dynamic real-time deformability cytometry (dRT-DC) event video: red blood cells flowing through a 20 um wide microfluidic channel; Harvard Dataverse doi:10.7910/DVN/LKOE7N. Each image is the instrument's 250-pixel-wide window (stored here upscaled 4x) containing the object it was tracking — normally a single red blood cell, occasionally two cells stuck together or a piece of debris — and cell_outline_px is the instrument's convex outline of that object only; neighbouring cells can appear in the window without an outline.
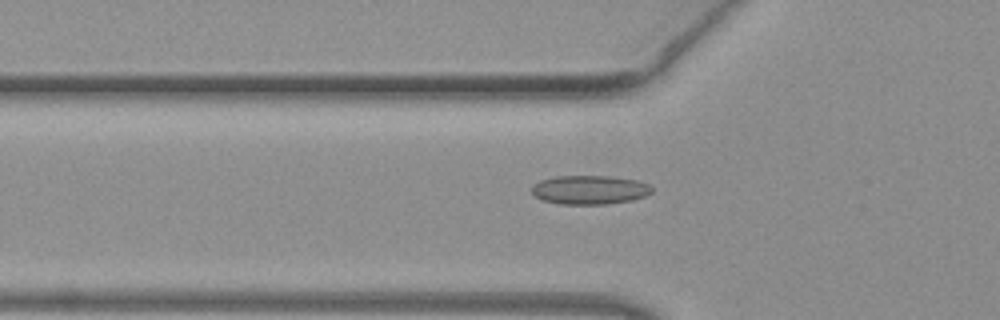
{"species": "common noctule bat (a hibernating species)", "species_latin": "Nyctalus noctula", "temperature_condition": "warm", "stored_images_in_passage": 48, "camera_frame_rate_fps": 3000, "um_per_image_px": 0.085, "animal": {"sex": "female", "body_mass_g": 19.3, "forearm_length_mm": 54.1}, "frame": {"image": 1, "passage_image": 18, "time_ms": 5.667, "image_size_px": [1000, 320], "cell_outline_px": [[652, 192], [644, 196], [632, 200], [608, 204], [560, 204], [544, 200], [532, 196], [532, 184], [540, 180], [556, 176], [612, 176], [636, 180], [648, 184], [652, 188]], "centroid_in_image_um": [50.09, 16.13], "position_along_channel_um": 75.7, "area_um2": 20.35}}
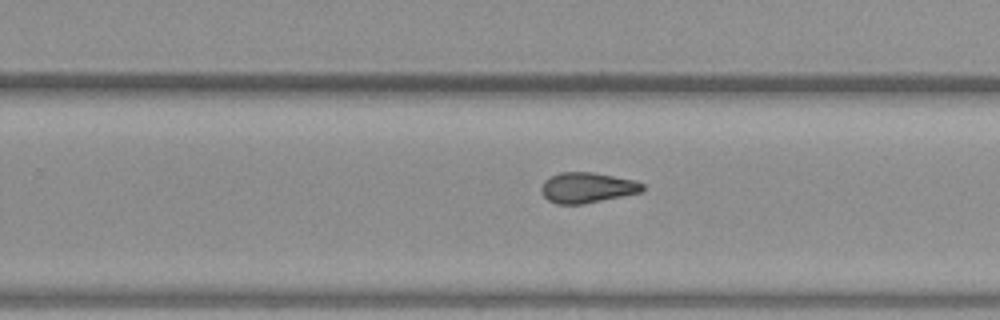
{"frame": {"image": 2, "passage_image": 33, "time_ms": 10.667, "image_size_px": [1000, 320], "cell_outline_px": [[644, 192], [584, 204], [556, 204], [548, 200], [544, 196], [540, 188], [544, 180], [560, 172], [592, 172], [632, 180], [644, 184]], "centroid_in_image_um": [49.91, 15.96], "position_along_channel_um": 279.9, "area_um2": 17.98}}
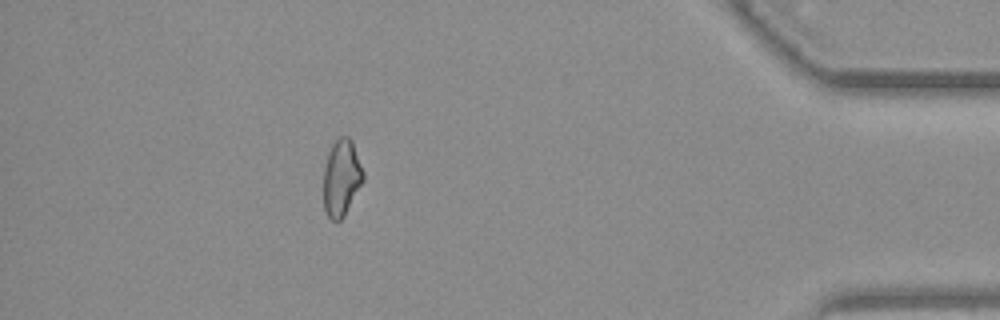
{"frame": {"image": 3, "passage_image": 46, "time_ms": 15.0, "image_size_px": [1000, 320], "cell_outline_px": [[364, 180], [344, 216], [340, 220], [332, 220], [328, 216], [324, 208], [324, 168], [328, 152], [332, 144], [340, 136], [348, 136], [352, 140], [364, 172]], "centroid_in_image_um": [29.03, 15.09], "position_along_channel_um": 406.2, "area_um2": 17.69}, "authors_computed_cell_mechanics": {"area_um2": 18.5249, "velocity_mm_per_s": 4.0795, "shape_relaxation_time_tau1_ms": null, "shape_relaxation_time_tau2_ms": 2.6989, "deformation_change_tau1": null, "deformation_change_tau2": 0.095}}